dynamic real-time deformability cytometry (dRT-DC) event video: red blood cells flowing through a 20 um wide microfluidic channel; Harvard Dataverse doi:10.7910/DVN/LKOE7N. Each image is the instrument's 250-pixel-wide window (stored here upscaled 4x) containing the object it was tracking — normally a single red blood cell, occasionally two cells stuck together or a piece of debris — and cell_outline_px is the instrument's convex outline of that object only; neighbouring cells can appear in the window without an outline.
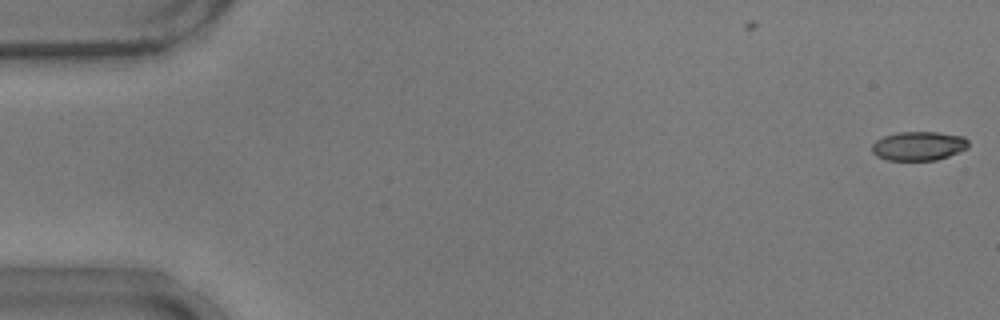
{"species": "common noctule bat (a hibernating species)", "species_latin": "Nyctalus noctula", "temperature_condition": "warm", "stored_images_in_passage": 54, "camera_frame_rate_fps": 3000, "um_per_image_px": 0.085, "animal": {"sex": "male", "body_mass_g": 17.9}, "frame": {"image": 1, "passage_image": 1, "time_ms": 0.0, "image_size_px": [1000, 320], "cell_outline_px": [[968, 148], [948, 156], [936, 160], [888, 160], [876, 156], [872, 152], [872, 144], [876, 140], [884, 136], [900, 132], [936, 132], [964, 136], [968, 140]], "centroid_in_image_um": [78.08, 12.4], "position_along_channel_um": 6.9, "area_um2": 16.3}}
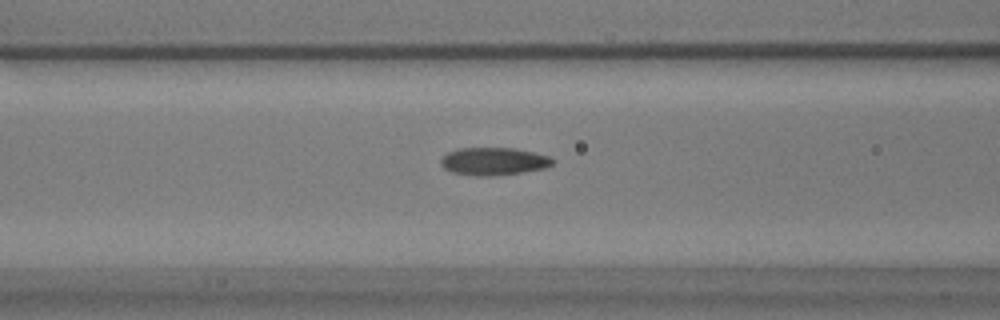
{"frame": {"image": 2, "passage_image": 22, "time_ms": 7.0, "image_size_px": [1000, 320], "cell_outline_px": [[556, 160], [548, 168], [524, 172], [492, 176], [476, 176], [452, 172], [444, 168], [440, 164], [440, 160], [448, 152], [460, 148], [516, 148], [552, 156]], "centroid_in_image_um": [42.03, 13.71], "position_along_channel_um": 124.6, "area_um2": 18.32}}
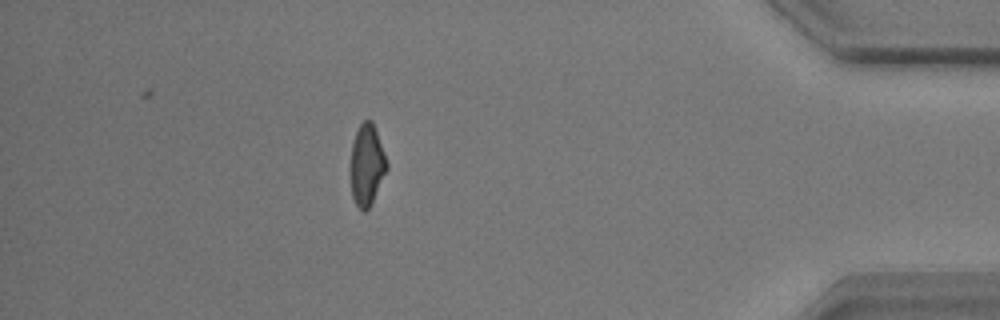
{"frame": {"image": 3, "passage_image": 48, "time_ms": 15.667, "image_size_px": [1000, 320], "cell_outline_px": [[388, 168], [372, 204], [364, 212], [356, 204], [352, 196], [352, 144], [356, 132], [360, 124], [364, 120], [372, 120], [384, 152], [388, 164]], "centroid_in_image_um": [31.21, 14.02], "position_along_channel_um": 404.0, "area_um2": 16.82}, "authors_computed_cell_mechanics": {"area_um2": 17.4556, "velocity_mm_per_s": 3.7384, "shape_relaxation_time_tau1_ms": 7.4075, "shape_relaxation_time_tau2_ms": 2.1445, "deformation_change_tau1": 0.23, "deformation_change_tau2": 0.0878}}